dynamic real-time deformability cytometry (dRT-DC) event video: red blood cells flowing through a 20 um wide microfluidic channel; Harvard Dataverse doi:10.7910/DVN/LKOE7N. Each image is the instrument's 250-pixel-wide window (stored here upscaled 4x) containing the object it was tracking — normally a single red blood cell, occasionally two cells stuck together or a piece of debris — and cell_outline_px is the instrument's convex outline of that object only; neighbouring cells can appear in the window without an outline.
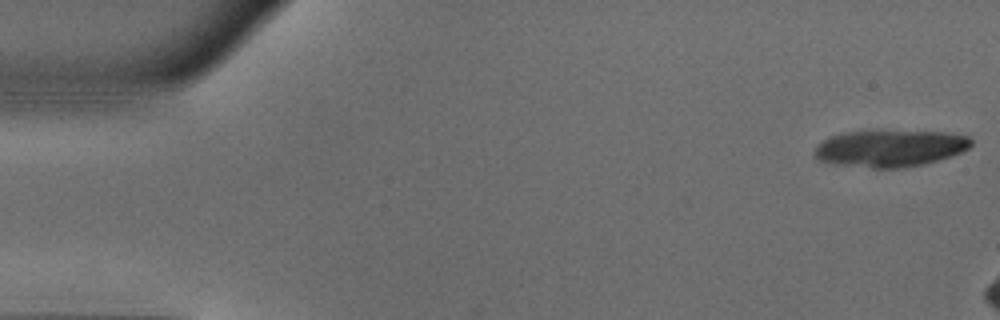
{"species": "common noctule bat (a hibernating species)", "species_latin": "Nyctalus noctula", "temperature_condition": "warm", "stored_images_in_passage": 6, "camera_frame_rate_fps": 3000, "um_per_image_px": 0.085, "animal": {"sex": "male", "body_mass_g": 18.8}, "frame": {"image": 1, "passage_image": 1, "time_ms": 0.0, "image_size_px": [1000, 320], "cell_outline_px": [[972, 144], [968, 148], [960, 152], [936, 160], [904, 168], [872, 168], [836, 164], [820, 160], [816, 156], [816, 144], [832, 136], [844, 132], [944, 132], [968, 136], [972, 140]], "centroid_in_image_um": [75.64, 12.62], "position_along_channel_um": 9.4, "area_um2": 32.77}}